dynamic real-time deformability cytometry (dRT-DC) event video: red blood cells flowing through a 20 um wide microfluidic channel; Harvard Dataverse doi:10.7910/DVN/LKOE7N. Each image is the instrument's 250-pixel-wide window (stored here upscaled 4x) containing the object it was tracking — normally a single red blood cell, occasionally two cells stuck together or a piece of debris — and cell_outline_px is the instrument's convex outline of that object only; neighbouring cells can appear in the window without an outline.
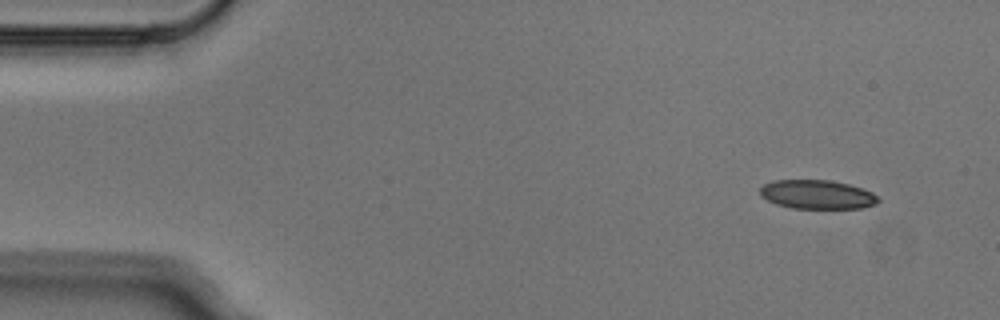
{"species": "Egyptian fruit bat (a non-hibernating species)", "species_latin": "Rousettus aegyptiacus", "temperature_condition": "cold", "stored_images_in_passage": 4, "camera_frame_rate_fps": 3000, "um_per_image_px": 0.085, "animal": {"sex": "male"}, "frame": {"image": 1, "passage_image": 1, "time_ms": 0.0, "image_size_px": [1000, 320], "cell_outline_px": [[880, 200], [876, 204], [864, 208], [792, 208], [776, 204], [760, 196], [760, 188], [764, 184], [772, 180], [832, 180], [848, 184], [872, 192], [880, 196]], "centroid_in_image_um": [69.47, 16.53], "position_along_channel_um": 15.5, "area_um2": 20.06}}
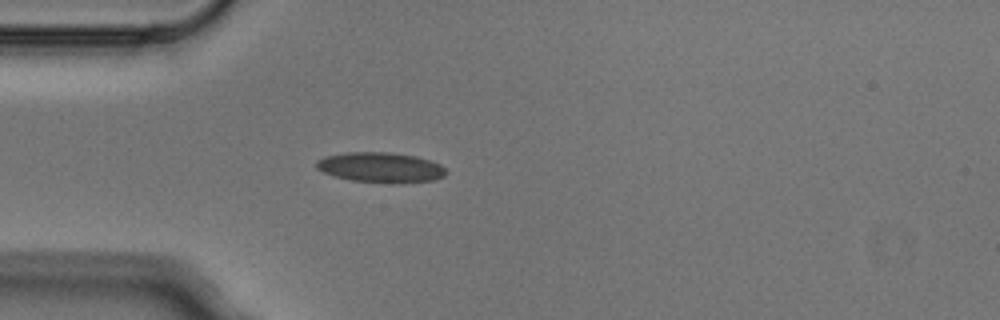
{"frame": {"image": 2, "passage_image": 4, "time_ms": 1.0, "image_size_px": [1000, 320], "cell_outline_px": [[448, 172], [444, 176], [436, 180], [396, 184], [352, 180], [336, 176], [324, 172], [316, 168], [316, 160], [324, 156], [348, 152], [388, 152], [416, 156], [440, 164]], "centroid_in_image_um": [32.38, 14.23], "position_along_channel_um": 52.6, "area_um2": 22.89}}